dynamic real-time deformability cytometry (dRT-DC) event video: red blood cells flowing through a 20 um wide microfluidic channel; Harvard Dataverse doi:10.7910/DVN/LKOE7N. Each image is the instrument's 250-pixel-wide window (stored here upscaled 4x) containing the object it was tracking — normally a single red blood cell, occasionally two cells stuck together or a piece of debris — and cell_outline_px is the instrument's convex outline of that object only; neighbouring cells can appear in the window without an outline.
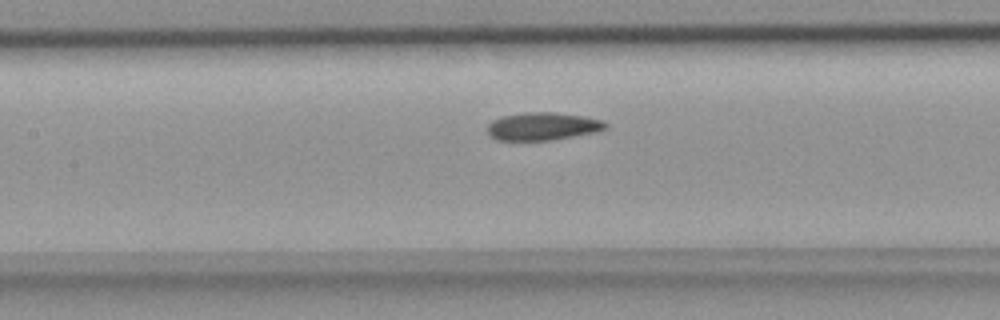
{"species": "common noctule bat (a hibernating species)", "species_latin": "Nyctalus noctula", "temperature_condition": "room temperature", "stored_images_in_passage": 30, "camera_frame_rate_fps": 3000, "um_per_image_px": 0.085, "animal": {"sex": "female", "body_mass_g": 18.4}, "frame": {"image": 1, "passage_image": 9, "time_ms": 2.667, "image_size_px": [1000, 320], "cell_outline_px": [[608, 128], [596, 132], [548, 140], [496, 140], [488, 132], [488, 124], [492, 120], [504, 116], [524, 112], [556, 112], [584, 116], [604, 120], [608, 124]], "centroid_in_image_um": [46.17, 10.72], "position_along_channel_um": 161.2, "area_um2": 19.13}}
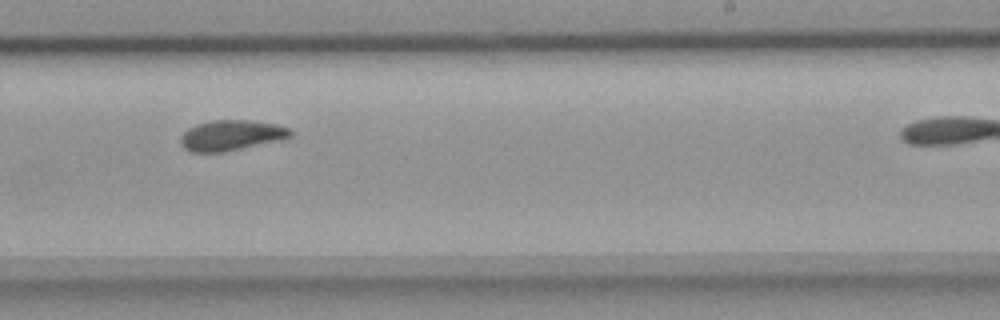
{"frame": {"image": 2, "passage_image": 17, "time_ms": 5.333, "image_size_px": [1000, 320], "cell_outline_px": [[292, 136], [276, 140], [224, 152], [192, 152], [184, 148], [180, 140], [180, 136], [188, 128], [196, 124], [212, 120], [248, 120], [276, 124], [288, 128], [292, 132]], "centroid_in_image_um": [19.6, 11.49], "position_along_channel_um": 269.4, "area_um2": 19.19}}
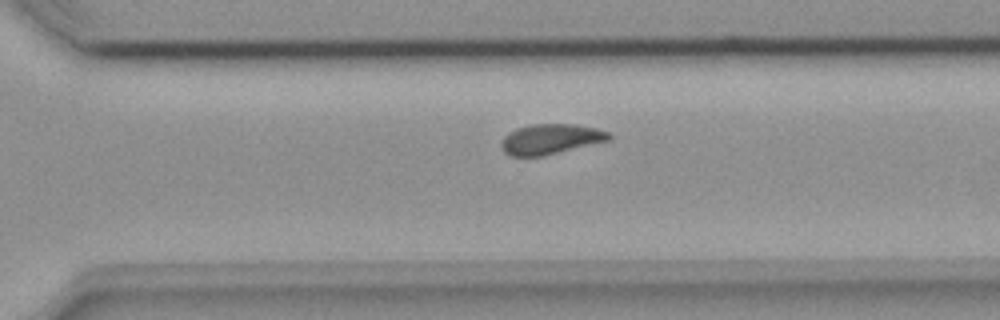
{"frame": {"image": 3, "passage_image": 21, "time_ms": 6.667, "image_size_px": [1000, 320], "cell_outline_px": [[612, 136], [608, 140], [544, 156], [508, 156], [504, 152], [504, 136], [508, 132], [516, 128], [532, 124], [572, 124], [596, 128], [608, 132]], "centroid_in_image_um": [46.8, 11.82], "position_along_channel_um": 323.8, "area_um2": 18.67}}